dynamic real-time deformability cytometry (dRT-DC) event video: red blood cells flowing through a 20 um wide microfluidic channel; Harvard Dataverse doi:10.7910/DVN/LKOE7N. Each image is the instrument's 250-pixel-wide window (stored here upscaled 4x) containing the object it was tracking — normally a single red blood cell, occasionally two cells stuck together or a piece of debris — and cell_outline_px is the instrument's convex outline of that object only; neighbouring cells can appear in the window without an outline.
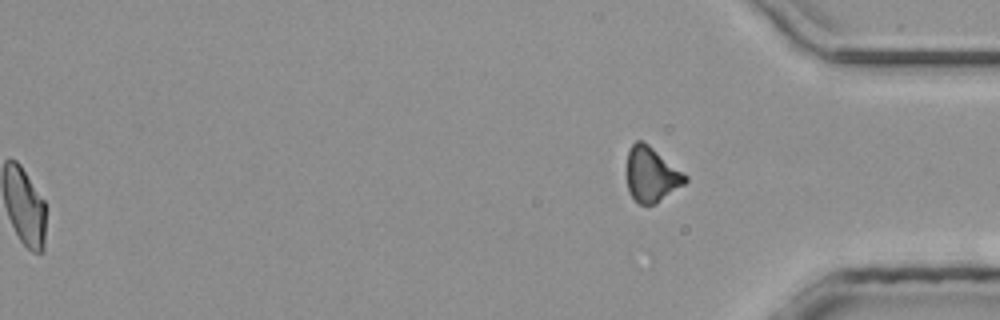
{"species": "common noctule bat (a hibernating species)", "species_latin": "Nyctalus noctula", "temperature_condition": "room temperature", "stored_images_in_passage": 32, "segment_of_instrument_passage": [2, 2], "camera_frame_rate_fps": 3000, "um_per_image_px": 0.085, "animal": {"sex": "male", "body_mass_g": 20.4}, "frame": {"image": 1, "passage_image": 32, "time_ms": 10.333, "image_size_px": [1000, 320], "cell_outline_px": [[688, 180], [684, 184], [656, 204], [648, 208], [640, 204], [628, 192], [628, 152], [632, 144], [636, 140], [644, 140], [684, 172], [688, 176]], "centroid_in_image_um": [55.4, 14.85], "position_along_channel_um": 379.8, "area_um2": 18.9}}